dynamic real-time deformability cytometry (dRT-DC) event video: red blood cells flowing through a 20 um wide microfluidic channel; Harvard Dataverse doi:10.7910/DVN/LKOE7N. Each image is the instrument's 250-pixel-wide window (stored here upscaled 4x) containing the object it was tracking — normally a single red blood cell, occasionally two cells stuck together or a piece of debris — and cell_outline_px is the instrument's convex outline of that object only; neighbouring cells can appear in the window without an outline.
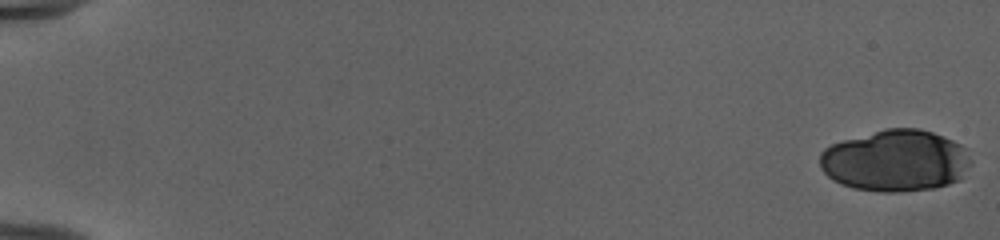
{"species": "human", "species_latin": "Homo sapiens", "temperature_condition": "cold", "stored_images_in_passage": 26, "camera_frame_rate_fps": 3000, "um_per_image_px": 0.085, "donor": {"sex": "female"}, "frame": {"image": 1, "passage_image": 1, "time_ms": 0.0, "image_size_px": [1000, 240], "cell_outline_px": [[972, 164], [960, 180], [936, 188], [900, 192], [884, 192], [852, 188], [840, 184], [832, 180], [820, 168], [820, 152], [824, 148], [832, 144], [844, 140], [884, 128], [920, 128], [932, 132], [952, 140], [960, 144], [964, 148], [972, 160]], "centroid_in_image_um": [76.13, 13.67], "position_along_channel_um": 8.9, "area_um2": 54.74}}
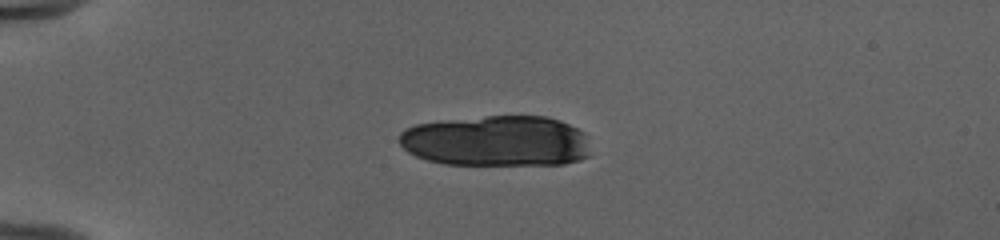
{"frame": {"image": 2, "passage_image": 15, "time_ms": 4.667, "image_size_px": [1000, 240], "cell_outline_px": [[588, 156], [580, 160], [564, 164], [444, 164], [428, 160], [416, 156], [408, 152], [396, 140], [400, 132], [404, 128], [416, 124], [448, 120], [488, 116], [548, 116], [560, 120], [584, 132], [588, 152]], "centroid_in_image_um": [42.16, 11.98], "position_along_channel_um": 42.8, "area_um2": 56.64}}